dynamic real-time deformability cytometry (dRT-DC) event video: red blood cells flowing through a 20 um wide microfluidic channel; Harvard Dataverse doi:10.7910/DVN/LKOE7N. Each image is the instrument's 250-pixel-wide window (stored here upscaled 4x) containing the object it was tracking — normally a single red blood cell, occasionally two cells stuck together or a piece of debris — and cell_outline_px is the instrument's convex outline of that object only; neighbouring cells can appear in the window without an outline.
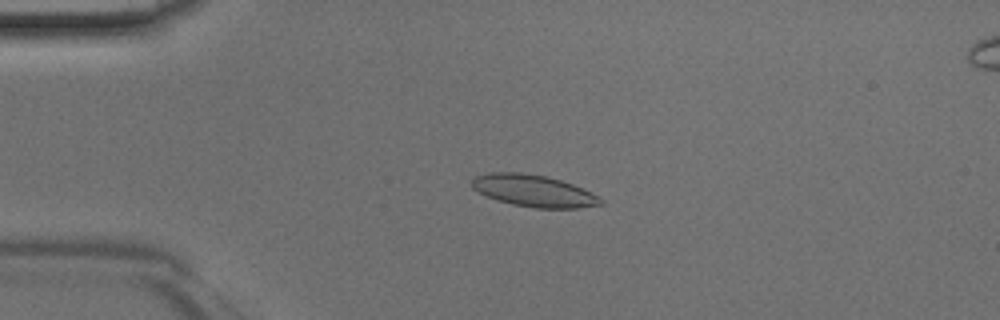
{"species": "Egyptian fruit bat (a non-hibernating species)", "species_latin": "Rousettus aegyptiacus", "temperature_condition": "room temperature", "stored_images_in_passage": 45, "camera_frame_rate_fps": 3000, "um_per_image_px": 0.085, "animal": {"sex": "male"}, "frame": {"image": 1, "passage_image": 10, "time_ms": 3.0, "image_size_px": [1000, 320], "cell_outline_px": [[604, 204], [580, 208], [536, 208], [512, 204], [496, 200], [472, 188], [472, 180], [476, 176], [488, 172], [520, 172], [548, 176], [572, 184], [604, 200]], "centroid_in_image_um": [45.34, 16.21], "position_along_channel_um": 39.7, "area_um2": 23.76}}
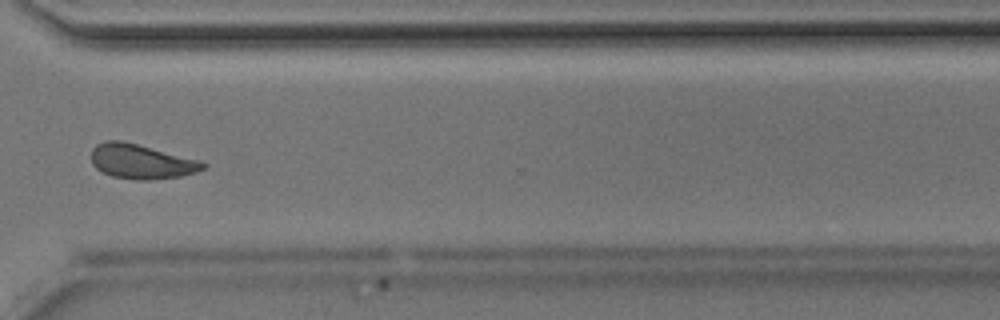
{"frame": {"image": 2, "passage_image": 34, "time_ms": 11.0, "image_size_px": [1000, 320], "cell_outline_px": [[208, 164], [204, 168], [196, 172], [180, 176], [148, 180], [136, 180], [112, 176], [96, 168], [92, 164], [92, 148], [96, 144], [108, 140], [120, 140], [200, 160]], "centroid_in_image_um": [12.0, 13.73], "position_along_channel_um": 358.6, "area_um2": 22.31}}
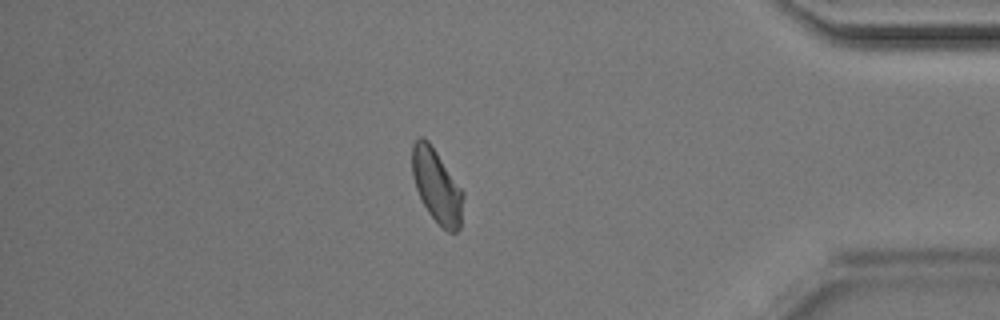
{"frame": {"image": 3, "passage_image": 39, "time_ms": 12.667, "image_size_px": [1000, 320], "cell_outline_px": [[464, 196], [460, 228], [456, 232], [448, 232], [428, 212], [416, 188], [412, 176], [412, 144], [420, 136], [424, 136], [428, 140], [464, 192]], "centroid_in_image_um": [37.13, 15.79], "position_along_channel_um": 398.1, "area_um2": 21.68}}